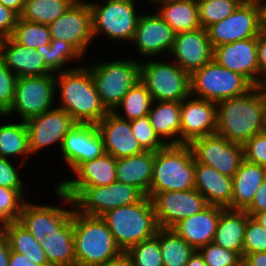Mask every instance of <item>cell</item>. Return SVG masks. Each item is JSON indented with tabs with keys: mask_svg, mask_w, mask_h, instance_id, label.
Masks as SVG:
<instances>
[{
	"mask_svg": "<svg viewBox=\"0 0 266 266\" xmlns=\"http://www.w3.org/2000/svg\"><path fill=\"white\" fill-rule=\"evenodd\" d=\"M216 134L243 145L266 130V104L260 86L217 103Z\"/></svg>",
	"mask_w": 266,
	"mask_h": 266,
	"instance_id": "cell-1",
	"label": "cell"
},
{
	"mask_svg": "<svg viewBox=\"0 0 266 266\" xmlns=\"http://www.w3.org/2000/svg\"><path fill=\"white\" fill-rule=\"evenodd\" d=\"M60 91L61 108L77 123L97 124L109 111L96 91L88 68H73L55 76ZM59 86V87H57Z\"/></svg>",
	"mask_w": 266,
	"mask_h": 266,
	"instance_id": "cell-2",
	"label": "cell"
},
{
	"mask_svg": "<svg viewBox=\"0 0 266 266\" xmlns=\"http://www.w3.org/2000/svg\"><path fill=\"white\" fill-rule=\"evenodd\" d=\"M73 208L77 266H103L122 253L101 216L85 215Z\"/></svg>",
	"mask_w": 266,
	"mask_h": 266,
	"instance_id": "cell-3",
	"label": "cell"
},
{
	"mask_svg": "<svg viewBox=\"0 0 266 266\" xmlns=\"http://www.w3.org/2000/svg\"><path fill=\"white\" fill-rule=\"evenodd\" d=\"M101 218L122 252L153 237L159 229L153 204L148 196L138 203L108 210Z\"/></svg>",
	"mask_w": 266,
	"mask_h": 266,
	"instance_id": "cell-4",
	"label": "cell"
},
{
	"mask_svg": "<svg viewBox=\"0 0 266 266\" xmlns=\"http://www.w3.org/2000/svg\"><path fill=\"white\" fill-rule=\"evenodd\" d=\"M62 201L70 202L82 214L102 216L108 210L140 202L145 195L134 186L115 181L108 186L56 187Z\"/></svg>",
	"mask_w": 266,
	"mask_h": 266,
	"instance_id": "cell-5",
	"label": "cell"
},
{
	"mask_svg": "<svg viewBox=\"0 0 266 266\" xmlns=\"http://www.w3.org/2000/svg\"><path fill=\"white\" fill-rule=\"evenodd\" d=\"M195 159L189 145H167L155 152L150 199L164 191L195 189Z\"/></svg>",
	"mask_w": 266,
	"mask_h": 266,
	"instance_id": "cell-6",
	"label": "cell"
},
{
	"mask_svg": "<svg viewBox=\"0 0 266 266\" xmlns=\"http://www.w3.org/2000/svg\"><path fill=\"white\" fill-rule=\"evenodd\" d=\"M254 85L244 76L220 66L214 59L190 74V95L218 103L250 91Z\"/></svg>",
	"mask_w": 266,
	"mask_h": 266,
	"instance_id": "cell-7",
	"label": "cell"
},
{
	"mask_svg": "<svg viewBox=\"0 0 266 266\" xmlns=\"http://www.w3.org/2000/svg\"><path fill=\"white\" fill-rule=\"evenodd\" d=\"M266 0H244L227 18L206 28L213 49L226 43L257 38L264 30Z\"/></svg>",
	"mask_w": 266,
	"mask_h": 266,
	"instance_id": "cell-8",
	"label": "cell"
},
{
	"mask_svg": "<svg viewBox=\"0 0 266 266\" xmlns=\"http://www.w3.org/2000/svg\"><path fill=\"white\" fill-rule=\"evenodd\" d=\"M102 104L113 111L123 96L140 80V64L134 60H115L89 65Z\"/></svg>",
	"mask_w": 266,
	"mask_h": 266,
	"instance_id": "cell-9",
	"label": "cell"
},
{
	"mask_svg": "<svg viewBox=\"0 0 266 266\" xmlns=\"http://www.w3.org/2000/svg\"><path fill=\"white\" fill-rule=\"evenodd\" d=\"M175 64V65H174ZM140 82L153 101L182 102L190 95V74L172 63L140 62Z\"/></svg>",
	"mask_w": 266,
	"mask_h": 266,
	"instance_id": "cell-10",
	"label": "cell"
},
{
	"mask_svg": "<svg viewBox=\"0 0 266 266\" xmlns=\"http://www.w3.org/2000/svg\"><path fill=\"white\" fill-rule=\"evenodd\" d=\"M135 0H106L99 5L89 3L92 10L93 36L105 35L111 40L134 38L139 16L135 9Z\"/></svg>",
	"mask_w": 266,
	"mask_h": 266,
	"instance_id": "cell-11",
	"label": "cell"
},
{
	"mask_svg": "<svg viewBox=\"0 0 266 266\" xmlns=\"http://www.w3.org/2000/svg\"><path fill=\"white\" fill-rule=\"evenodd\" d=\"M55 75L18 77L15 95L9 111L3 116L17 112L23 121L53 109L56 91Z\"/></svg>",
	"mask_w": 266,
	"mask_h": 266,
	"instance_id": "cell-12",
	"label": "cell"
},
{
	"mask_svg": "<svg viewBox=\"0 0 266 266\" xmlns=\"http://www.w3.org/2000/svg\"><path fill=\"white\" fill-rule=\"evenodd\" d=\"M189 146L197 163L211 166L231 178L244 160L243 145L230 142L216 133L195 139Z\"/></svg>",
	"mask_w": 266,
	"mask_h": 266,
	"instance_id": "cell-13",
	"label": "cell"
},
{
	"mask_svg": "<svg viewBox=\"0 0 266 266\" xmlns=\"http://www.w3.org/2000/svg\"><path fill=\"white\" fill-rule=\"evenodd\" d=\"M51 39L70 43L82 56L94 39L89 2L76 0L69 9L48 25Z\"/></svg>",
	"mask_w": 266,
	"mask_h": 266,
	"instance_id": "cell-14",
	"label": "cell"
},
{
	"mask_svg": "<svg viewBox=\"0 0 266 266\" xmlns=\"http://www.w3.org/2000/svg\"><path fill=\"white\" fill-rule=\"evenodd\" d=\"M151 201L159 228L170 229L209 205L196 189L156 193Z\"/></svg>",
	"mask_w": 266,
	"mask_h": 266,
	"instance_id": "cell-15",
	"label": "cell"
},
{
	"mask_svg": "<svg viewBox=\"0 0 266 266\" xmlns=\"http://www.w3.org/2000/svg\"><path fill=\"white\" fill-rule=\"evenodd\" d=\"M25 123L32 154L55 142L60 143L61 148L64 137L77 122L66 111L57 106L41 115L29 118Z\"/></svg>",
	"mask_w": 266,
	"mask_h": 266,
	"instance_id": "cell-16",
	"label": "cell"
},
{
	"mask_svg": "<svg viewBox=\"0 0 266 266\" xmlns=\"http://www.w3.org/2000/svg\"><path fill=\"white\" fill-rule=\"evenodd\" d=\"M181 102L180 145L216 133L217 103L193 97Z\"/></svg>",
	"mask_w": 266,
	"mask_h": 266,
	"instance_id": "cell-17",
	"label": "cell"
},
{
	"mask_svg": "<svg viewBox=\"0 0 266 266\" xmlns=\"http://www.w3.org/2000/svg\"><path fill=\"white\" fill-rule=\"evenodd\" d=\"M63 158L72 171L80 164L105 154L103 139L96 124L76 123L63 139Z\"/></svg>",
	"mask_w": 266,
	"mask_h": 266,
	"instance_id": "cell-18",
	"label": "cell"
},
{
	"mask_svg": "<svg viewBox=\"0 0 266 266\" xmlns=\"http://www.w3.org/2000/svg\"><path fill=\"white\" fill-rule=\"evenodd\" d=\"M170 53L177 60L176 64L191 74L213 60L214 49L207 30L201 27L176 34Z\"/></svg>",
	"mask_w": 266,
	"mask_h": 266,
	"instance_id": "cell-19",
	"label": "cell"
},
{
	"mask_svg": "<svg viewBox=\"0 0 266 266\" xmlns=\"http://www.w3.org/2000/svg\"><path fill=\"white\" fill-rule=\"evenodd\" d=\"M96 126L103 139L105 153L115 159L144 152L132 132L131 121L120 118L113 111H109Z\"/></svg>",
	"mask_w": 266,
	"mask_h": 266,
	"instance_id": "cell-20",
	"label": "cell"
},
{
	"mask_svg": "<svg viewBox=\"0 0 266 266\" xmlns=\"http://www.w3.org/2000/svg\"><path fill=\"white\" fill-rule=\"evenodd\" d=\"M175 36L176 33L158 13L140 14L132 41L140 54L155 57L165 50L171 52Z\"/></svg>",
	"mask_w": 266,
	"mask_h": 266,
	"instance_id": "cell-21",
	"label": "cell"
},
{
	"mask_svg": "<svg viewBox=\"0 0 266 266\" xmlns=\"http://www.w3.org/2000/svg\"><path fill=\"white\" fill-rule=\"evenodd\" d=\"M213 59L258 86L257 38L226 43L214 48Z\"/></svg>",
	"mask_w": 266,
	"mask_h": 266,
	"instance_id": "cell-22",
	"label": "cell"
},
{
	"mask_svg": "<svg viewBox=\"0 0 266 266\" xmlns=\"http://www.w3.org/2000/svg\"><path fill=\"white\" fill-rule=\"evenodd\" d=\"M71 209L26 202L18 222L41 242L45 237L57 233V229L73 215L74 210Z\"/></svg>",
	"mask_w": 266,
	"mask_h": 266,
	"instance_id": "cell-23",
	"label": "cell"
},
{
	"mask_svg": "<svg viewBox=\"0 0 266 266\" xmlns=\"http://www.w3.org/2000/svg\"><path fill=\"white\" fill-rule=\"evenodd\" d=\"M224 209L209 204L197 214L179 221L172 229L193 249L198 250L213 242L219 217Z\"/></svg>",
	"mask_w": 266,
	"mask_h": 266,
	"instance_id": "cell-24",
	"label": "cell"
},
{
	"mask_svg": "<svg viewBox=\"0 0 266 266\" xmlns=\"http://www.w3.org/2000/svg\"><path fill=\"white\" fill-rule=\"evenodd\" d=\"M0 60L17 76L31 77L53 74L37 51L17 44L11 37L0 43Z\"/></svg>",
	"mask_w": 266,
	"mask_h": 266,
	"instance_id": "cell-25",
	"label": "cell"
},
{
	"mask_svg": "<svg viewBox=\"0 0 266 266\" xmlns=\"http://www.w3.org/2000/svg\"><path fill=\"white\" fill-rule=\"evenodd\" d=\"M195 189L210 205L232 209L233 178L195 161Z\"/></svg>",
	"mask_w": 266,
	"mask_h": 266,
	"instance_id": "cell-26",
	"label": "cell"
},
{
	"mask_svg": "<svg viewBox=\"0 0 266 266\" xmlns=\"http://www.w3.org/2000/svg\"><path fill=\"white\" fill-rule=\"evenodd\" d=\"M72 173L77 175L76 179L62 181L57 187L108 186L117 180L116 159L105 153L101 157L80 163Z\"/></svg>",
	"mask_w": 266,
	"mask_h": 266,
	"instance_id": "cell-27",
	"label": "cell"
},
{
	"mask_svg": "<svg viewBox=\"0 0 266 266\" xmlns=\"http://www.w3.org/2000/svg\"><path fill=\"white\" fill-rule=\"evenodd\" d=\"M154 159L155 152L151 151H144L138 155L117 158V181L134 186L147 196L150 191Z\"/></svg>",
	"mask_w": 266,
	"mask_h": 266,
	"instance_id": "cell-28",
	"label": "cell"
},
{
	"mask_svg": "<svg viewBox=\"0 0 266 266\" xmlns=\"http://www.w3.org/2000/svg\"><path fill=\"white\" fill-rule=\"evenodd\" d=\"M249 215L245 210L225 208L219 217L213 242L243 259L244 234Z\"/></svg>",
	"mask_w": 266,
	"mask_h": 266,
	"instance_id": "cell-29",
	"label": "cell"
},
{
	"mask_svg": "<svg viewBox=\"0 0 266 266\" xmlns=\"http://www.w3.org/2000/svg\"><path fill=\"white\" fill-rule=\"evenodd\" d=\"M266 178V168L243 160L233 176L232 209L246 210Z\"/></svg>",
	"mask_w": 266,
	"mask_h": 266,
	"instance_id": "cell-30",
	"label": "cell"
},
{
	"mask_svg": "<svg viewBox=\"0 0 266 266\" xmlns=\"http://www.w3.org/2000/svg\"><path fill=\"white\" fill-rule=\"evenodd\" d=\"M158 15L178 34L201 28L197 0H152Z\"/></svg>",
	"mask_w": 266,
	"mask_h": 266,
	"instance_id": "cell-31",
	"label": "cell"
},
{
	"mask_svg": "<svg viewBox=\"0 0 266 266\" xmlns=\"http://www.w3.org/2000/svg\"><path fill=\"white\" fill-rule=\"evenodd\" d=\"M50 266H77L74 238L73 215L59 228L40 242Z\"/></svg>",
	"mask_w": 266,
	"mask_h": 266,
	"instance_id": "cell-32",
	"label": "cell"
},
{
	"mask_svg": "<svg viewBox=\"0 0 266 266\" xmlns=\"http://www.w3.org/2000/svg\"><path fill=\"white\" fill-rule=\"evenodd\" d=\"M155 103L157 104L154 105ZM180 111L181 102L169 101H153L149 111L148 116L152 127L168 145H180ZM176 135H179L178 138H175ZM166 138L169 140L166 141Z\"/></svg>",
	"mask_w": 266,
	"mask_h": 266,
	"instance_id": "cell-33",
	"label": "cell"
},
{
	"mask_svg": "<svg viewBox=\"0 0 266 266\" xmlns=\"http://www.w3.org/2000/svg\"><path fill=\"white\" fill-rule=\"evenodd\" d=\"M2 231L11 251L25 255L39 266H50L41 243L18 221L9 222Z\"/></svg>",
	"mask_w": 266,
	"mask_h": 266,
	"instance_id": "cell-34",
	"label": "cell"
},
{
	"mask_svg": "<svg viewBox=\"0 0 266 266\" xmlns=\"http://www.w3.org/2000/svg\"><path fill=\"white\" fill-rule=\"evenodd\" d=\"M159 245L163 266H185L195 251L170 228H159Z\"/></svg>",
	"mask_w": 266,
	"mask_h": 266,
	"instance_id": "cell-35",
	"label": "cell"
},
{
	"mask_svg": "<svg viewBox=\"0 0 266 266\" xmlns=\"http://www.w3.org/2000/svg\"><path fill=\"white\" fill-rule=\"evenodd\" d=\"M76 0H27L21 19L49 25L65 13Z\"/></svg>",
	"mask_w": 266,
	"mask_h": 266,
	"instance_id": "cell-36",
	"label": "cell"
},
{
	"mask_svg": "<svg viewBox=\"0 0 266 266\" xmlns=\"http://www.w3.org/2000/svg\"><path fill=\"white\" fill-rule=\"evenodd\" d=\"M153 99L151 93L140 82V80L123 96L113 112L120 118L133 121L149 114ZM122 108L123 114L118 113L117 108ZM117 110V111H116Z\"/></svg>",
	"mask_w": 266,
	"mask_h": 266,
	"instance_id": "cell-37",
	"label": "cell"
},
{
	"mask_svg": "<svg viewBox=\"0 0 266 266\" xmlns=\"http://www.w3.org/2000/svg\"><path fill=\"white\" fill-rule=\"evenodd\" d=\"M29 154V135L25 121L0 125V157L7 159L9 156L22 155L25 158Z\"/></svg>",
	"mask_w": 266,
	"mask_h": 266,
	"instance_id": "cell-38",
	"label": "cell"
},
{
	"mask_svg": "<svg viewBox=\"0 0 266 266\" xmlns=\"http://www.w3.org/2000/svg\"><path fill=\"white\" fill-rule=\"evenodd\" d=\"M17 44L30 49L50 44L51 36L48 25L25 21L18 17L13 33L10 36Z\"/></svg>",
	"mask_w": 266,
	"mask_h": 266,
	"instance_id": "cell-39",
	"label": "cell"
},
{
	"mask_svg": "<svg viewBox=\"0 0 266 266\" xmlns=\"http://www.w3.org/2000/svg\"><path fill=\"white\" fill-rule=\"evenodd\" d=\"M244 0H197L199 23L206 29L230 16Z\"/></svg>",
	"mask_w": 266,
	"mask_h": 266,
	"instance_id": "cell-40",
	"label": "cell"
},
{
	"mask_svg": "<svg viewBox=\"0 0 266 266\" xmlns=\"http://www.w3.org/2000/svg\"><path fill=\"white\" fill-rule=\"evenodd\" d=\"M135 266H163L159 245V229L153 237L132 246L126 252Z\"/></svg>",
	"mask_w": 266,
	"mask_h": 266,
	"instance_id": "cell-41",
	"label": "cell"
},
{
	"mask_svg": "<svg viewBox=\"0 0 266 266\" xmlns=\"http://www.w3.org/2000/svg\"><path fill=\"white\" fill-rule=\"evenodd\" d=\"M24 190H13L0 187V229L9 222L18 221L24 204Z\"/></svg>",
	"mask_w": 266,
	"mask_h": 266,
	"instance_id": "cell-42",
	"label": "cell"
},
{
	"mask_svg": "<svg viewBox=\"0 0 266 266\" xmlns=\"http://www.w3.org/2000/svg\"><path fill=\"white\" fill-rule=\"evenodd\" d=\"M131 129L144 151L156 152L168 145L157 135L148 115L131 121Z\"/></svg>",
	"mask_w": 266,
	"mask_h": 266,
	"instance_id": "cell-43",
	"label": "cell"
},
{
	"mask_svg": "<svg viewBox=\"0 0 266 266\" xmlns=\"http://www.w3.org/2000/svg\"><path fill=\"white\" fill-rule=\"evenodd\" d=\"M197 251L207 266H235L242 260L236 252L220 247L214 242L208 243Z\"/></svg>",
	"mask_w": 266,
	"mask_h": 266,
	"instance_id": "cell-44",
	"label": "cell"
},
{
	"mask_svg": "<svg viewBox=\"0 0 266 266\" xmlns=\"http://www.w3.org/2000/svg\"><path fill=\"white\" fill-rule=\"evenodd\" d=\"M254 252H266V229L249 216L244 234L243 257Z\"/></svg>",
	"mask_w": 266,
	"mask_h": 266,
	"instance_id": "cell-45",
	"label": "cell"
},
{
	"mask_svg": "<svg viewBox=\"0 0 266 266\" xmlns=\"http://www.w3.org/2000/svg\"><path fill=\"white\" fill-rule=\"evenodd\" d=\"M17 78L0 60V115H5L13 103Z\"/></svg>",
	"mask_w": 266,
	"mask_h": 266,
	"instance_id": "cell-46",
	"label": "cell"
},
{
	"mask_svg": "<svg viewBox=\"0 0 266 266\" xmlns=\"http://www.w3.org/2000/svg\"><path fill=\"white\" fill-rule=\"evenodd\" d=\"M244 159L266 168V130L243 144Z\"/></svg>",
	"mask_w": 266,
	"mask_h": 266,
	"instance_id": "cell-47",
	"label": "cell"
},
{
	"mask_svg": "<svg viewBox=\"0 0 266 266\" xmlns=\"http://www.w3.org/2000/svg\"><path fill=\"white\" fill-rule=\"evenodd\" d=\"M49 45L53 49L54 58H56V73L67 71L63 66L68 64L69 60L75 61V59L83 57L70 43L63 40L51 39Z\"/></svg>",
	"mask_w": 266,
	"mask_h": 266,
	"instance_id": "cell-48",
	"label": "cell"
},
{
	"mask_svg": "<svg viewBox=\"0 0 266 266\" xmlns=\"http://www.w3.org/2000/svg\"><path fill=\"white\" fill-rule=\"evenodd\" d=\"M11 159L0 157V187L25 190L17 168L10 162Z\"/></svg>",
	"mask_w": 266,
	"mask_h": 266,
	"instance_id": "cell-49",
	"label": "cell"
},
{
	"mask_svg": "<svg viewBox=\"0 0 266 266\" xmlns=\"http://www.w3.org/2000/svg\"><path fill=\"white\" fill-rule=\"evenodd\" d=\"M18 15L0 3V38H9L16 25Z\"/></svg>",
	"mask_w": 266,
	"mask_h": 266,
	"instance_id": "cell-50",
	"label": "cell"
},
{
	"mask_svg": "<svg viewBox=\"0 0 266 266\" xmlns=\"http://www.w3.org/2000/svg\"><path fill=\"white\" fill-rule=\"evenodd\" d=\"M257 60H258V86L266 83V31L263 30L257 37ZM262 76H261V75ZM263 75L265 77H263ZM261 79H260V78Z\"/></svg>",
	"mask_w": 266,
	"mask_h": 266,
	"instance_id": "cell-51",
	"label": "cell"
},
{
	"mask_svg": "<svg viewBox=\"0 0 266 266\" xmlns=\"http://www.w3.org/2000/svg\"><path fill=\"white\" fill-rule=\"evenodd\" d=\"M264 211H266V178L256 191L251 205L245 210V212L251 217Z\"/></svg>",
	"mask_w": 266,
	"mask_h": 266,
	"instance_id": "cell-52",
	"label": "cell"
},
{
	"mask_svg": "<svg viewBox=\"0 0 266 266\" xmlns=\"http://www.w3.org/2000/svg\"><path fill=\"white\" fill-rule=\"evenodd\" d=\"M37 51L41 55L42 59H44V63L46 67L55 74L56 72V58H54L53 49L49 44H45L37 47Z\"/></svg>",
	"mask_w": 266,
	"mask_h": 266,
	"instance_id": "cell-53",
	"label": "cell"
},
{
	"mask_svg": "<svg viewBox=\"0 0 266 266\" xmlns=\"http://www.w3.org/2000/svg\"><path fill=\"white\" fill-rule=\"evenodd\" d=\"M243 261L246 266H266V252L247 253Z\"/></svg>",
	"mask_w": 266,
	"mask_h": 266,
	"instance_id": "cell-54",
	"label": "cell"
},
{
	"mask_svg": "<svg viewBox=\"0 0 266 266\" xmlns=\"http://www.w3.org/2000/svg\"><path fill=\"white\" fill-rule=\"evenodd\" d=\"M10 247L5 234L0 229V266H8L10 259Z\"/></svg>",
	"mask_w": 266,
	"mask_h": 266,
	"instance_id": "cell-55",
	"label": "cell"
},
{
	"mask_svg": "<svg viewBox=\"0 0 266 266\" xmlns=\"http://www.w3.org/2000/svg\"><path fill=\"white\" fill-rule=\"evenodd\" d=\"M8 266H39L25 255L11 251Z\"/></svg>",
	"mask_w": 266,
	"mask_h": 266,
	"instance_id": "cell-56",
	"label": "cell"
},
{
	"mask_svg": "<svg viewBox=\"0 0 266 266\" xmlns=\"http://www.w3.org/2000/svg\"><path fill=\"white\" fill-rule=\"evenodd\" d=\"M103 266H135V263L126 252H122Z\"/></svg>",
	"mask_w": 266,
	"mask_h": 266,
	"instance_id": "cell-57",
	"label": "cell"
},
{
	"mask_svg": "<svg viewBox=\"0 0 266 266\" xmlns=\"http://www.w3.org/2000/svg\"><path fill=\"white\" fill-rule=\"evenodd\" d=\"M0 3L20 16L24 8L25 0H0Z\"/></svg>",
	"mask_w": 266,
	"mask_h": 266,
	"instance_id": "cell-58",
	"label": "cell"
},
{
	"mask_svg": "<svg viewBox=\"0 0 266 266\" xmlns=\"http://www.w3.org/2000/svg\"><path fill=\"white\" fill-rule=\"evenodd\" d=\"M185 266H207L201 254L195 250Z\"/></svg>",
	"mask_w": 266,
	"mask_h": 266,
	"instance_id": "cell-59",
	"label": "cell"
},
{
	"mask_svg": "<svg viewBox=\"0 0 266 266\" xmlns=\"http://www.w3.org/2000/svg\"><path fill=\"white\" fill-rule=\"evenodd\" d=\"M253 218L266 229V211L255 214Z\"/></svg>",
	"mask_w": 266,
	"mask_h": 266,
	"instance_id": "cell-60",
	"label": "cell"
},
{
	"mask_svg": "<svg viewBox=\"0 0 266 266\" xmlns=\"http://www.w3.org/2000/svg\"><path fill=\"white\" fill-rule=\"evenodd\" d=\"M261 91H262V94H263V97H264V100H265V104H266V83H263L261 86Z\"/></svg>",
	"mask_w": 266,
	"mask_h": 266,
	"instance_id": "cell-61",
	"label": "cell"
},
{
	"mask_svg": "<svg viewBox=\"0 0 266 266\" xmlns=\"http://www.w3.org/2000/svg\"><path fill=\"white\" fill-rule=\"evenodd\" d=\"M264 30L266 31V8H265V14H264Z\"/></svg>",
	"mask_w": 266,
	"mask_h": 266,
	"instance_id": "cell-62",
	"label": "cell"
},
{
	"mask_svg": "<svg viewBox=\"0 0 266 266\" xmlns=\"http://www.w3.org/2000/svg\"><path fill=\"white\" fill-rule=\"evenodd\" d=\"M235 266H246L245 265V262L243 261V259L237 264V265H235Z\"/></svg>",
	"mask_w": 266,
	"mask_h": 266,
	"instance_id": "cell-63",
	"label": "cell"
}]
</instances>
